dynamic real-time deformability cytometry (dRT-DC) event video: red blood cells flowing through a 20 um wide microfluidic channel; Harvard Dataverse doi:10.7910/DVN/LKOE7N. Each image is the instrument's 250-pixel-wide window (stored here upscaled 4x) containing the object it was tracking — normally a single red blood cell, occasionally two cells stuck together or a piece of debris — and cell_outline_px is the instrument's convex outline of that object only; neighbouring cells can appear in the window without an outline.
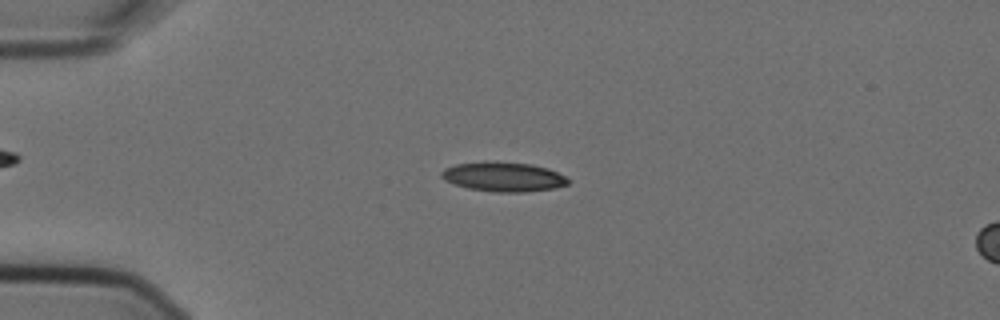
{"species": "Egyptian fruit bat (a non-hibernating species)", "species_latin": "Rousettus aegyptiacus", "temperature_condition": "cold", "stored_images_in_passage": 4, "segment_of_instrument_passage": [1, 2], "camera_frame_rate_fps": 3000, "um_per_image_px": 0.085, "animal": {"sex": "female"}, "frame": {"image": 1, "passage_image": 3, "time_ms": 0.667, "image_size_px": [1000, 320], "cell_outline_px": [[572, 180], [568, 184], [552, 188], [524, 192], [492, 192], [468, 188], [444, 180], [440, 176], [440, 172], [444, 168], [456, 164], [484, 160], [496, 160], [532, 164], [548, 168]], "centroid_in_image_um": [42.76, 15.0], "position_along_channel_um": 42.2, "area_um2": 22.14}}